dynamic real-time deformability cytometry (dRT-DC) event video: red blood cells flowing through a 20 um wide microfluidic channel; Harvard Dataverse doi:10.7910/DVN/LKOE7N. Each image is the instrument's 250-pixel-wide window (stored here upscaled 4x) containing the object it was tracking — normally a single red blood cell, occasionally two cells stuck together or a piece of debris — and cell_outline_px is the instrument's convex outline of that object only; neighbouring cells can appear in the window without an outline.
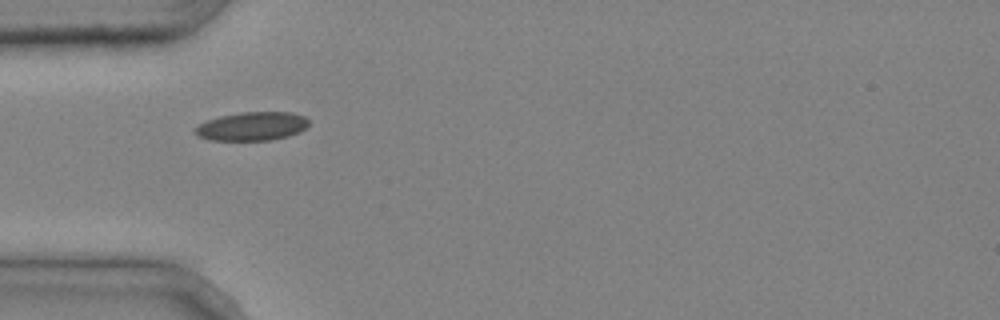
{"species": "common noctule bat (a hibernating species)", "species_latin": "Nyctalus noctula", "temperature_condition": "cold", "stored_images_in_passage": 3, "camera_frame_rate_fps": 3000, "um_per_image_px": 0.085, "animal": {"sex": "male", "body_mass_g": 20.4}, "frame": {"image": 1, "passage_image": 1, "time_ms": 0.0, "image_size_px": [1000, 320], "cell_outline_px": [[308, 124], [300, 132], [288, 136], [272, 140], [208, 140], [200, 136], [192, 128], [208, 120], [220, 116], [240, 112], [292, 112], [304, 116], [308, 120]], "centroid_in_image_um": [21.43, 10.73], "position_along_channel_um": 63.6, "area_um2": 18.9}}